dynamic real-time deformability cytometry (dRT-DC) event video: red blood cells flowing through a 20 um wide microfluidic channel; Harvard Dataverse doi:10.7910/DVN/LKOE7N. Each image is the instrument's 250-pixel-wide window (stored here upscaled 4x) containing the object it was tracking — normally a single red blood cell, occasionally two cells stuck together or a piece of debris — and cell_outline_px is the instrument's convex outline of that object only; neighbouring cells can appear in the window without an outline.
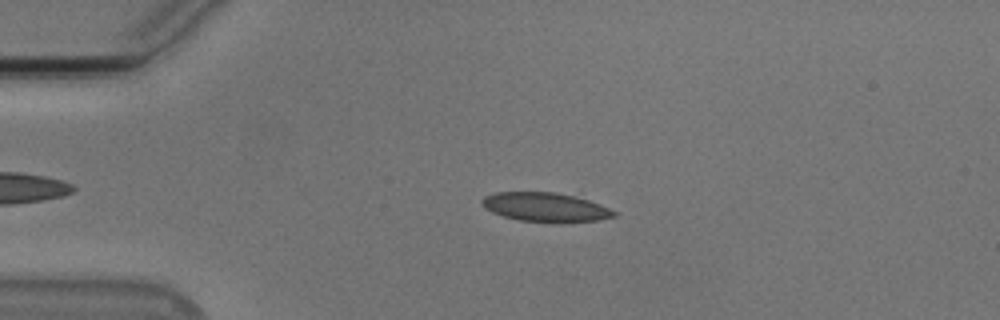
{"species": "Egyptian fruit bat (a non-hibernating species)", "species_latin": "Rousettus aegyptiacus", "temperature_condition": "cold", "stored_images_in_passage": 25, "camera_frame_rate_fps": 3000, "um_per_image_px": 0.085, "animal": {"sex": "male"}, "frame": {"image": 1, "passage_image": 9, "time_ms": 2.667, "image_size_px": [1000, 320], "cell_outline_px": [[620, 216], [600, 220], [520, 220], [504, 216], [492, 212], [484, 208], [480, 204], [480, 200], [484, 196], [496, 192], [556, 192], [588, 200], [600, 204], [620, 212]], "centroid_in_image_um": [46.36, 17.57], "position_along_channel_um": 38.6, "area_um2": 21.85}}
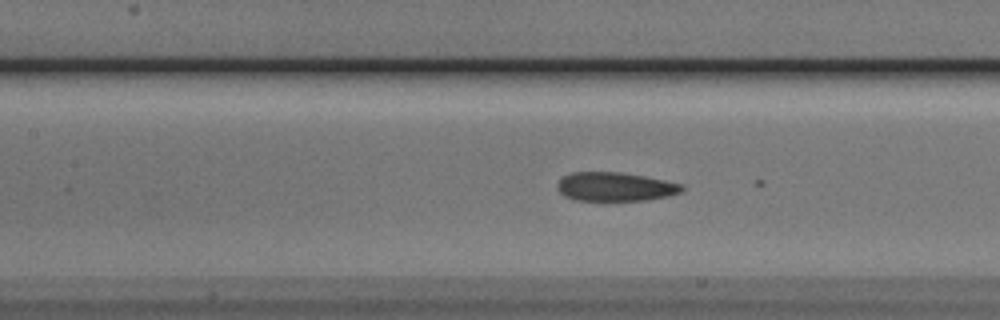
{"frame": {"image": 2, "passage_image": 21, "time_ms": 6.667, "image_size_px": [1000, 320], "cell_outline_px": [[684, 188], [680, 192], [668, 196], [648, 200], [576, 200], [564, 196], [556, 188], [556, 184], [564, 176], [572, 172], [620, 172], [644, 176], [684, 184]], "centroid_in_image_um": [52.29, 15.87], "position_along_channel_um": 155.1, "area_um2": 20.92}}
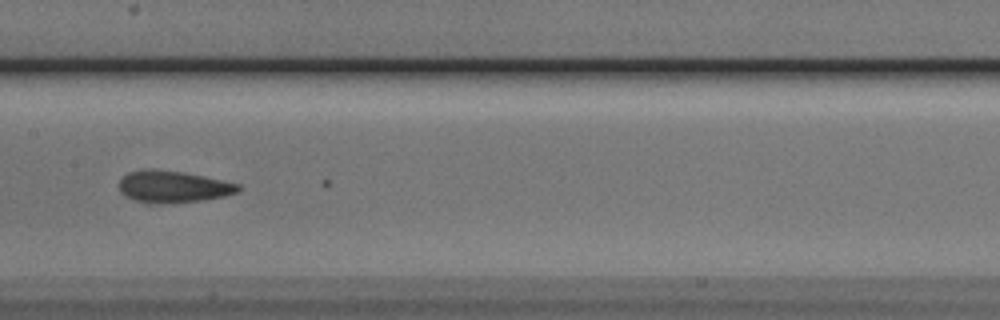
{"frame": {"image": 3, "passage_image": 24, "time_ms": 7.667, "image_size_px": [1000, 320], "cell_outline_px": [[240, 192], [224, 196], [200, 200], [172, 204], [148, 204], [132, 200], [124, 196], [120, 192], [120, 180], [128, 172], [184, 172], [204, 176], [240, 184]], "centroid_in_image_um": [14.75, 15.94], "position_along_channel_um": 192.7, "area_um2": 21.68}}